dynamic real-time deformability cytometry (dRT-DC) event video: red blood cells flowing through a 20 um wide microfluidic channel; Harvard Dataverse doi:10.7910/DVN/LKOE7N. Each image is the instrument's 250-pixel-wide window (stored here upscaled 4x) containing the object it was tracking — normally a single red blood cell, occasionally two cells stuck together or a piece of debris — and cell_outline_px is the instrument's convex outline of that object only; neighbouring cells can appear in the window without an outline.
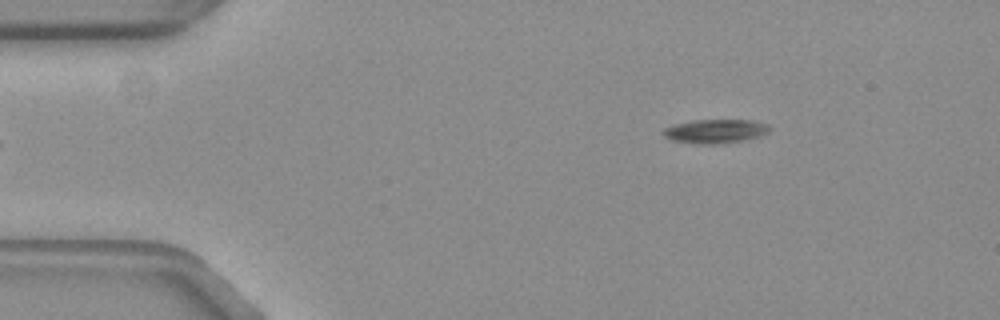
{"species": "common noctule bat (a hibernating species)", "species_latin": "Nyctalus noctula", "temperature_condition": "warm", "stored_images_in_passage": 48, "camera_frame_rate_fps": 3000, "um_per_image_px": 0.085, "animal": {"sex": "female", "body_mass_g": 19.3, "forearm_length_mm": 54.1}, "frame": {"image": 1, "passage_image": 1, "time_ms": 0.0, "image_size_px": [1000, 320], "cell_outline_px": [[768, 132], [756, 136], [740, 140], [708, 144], [704, 144], [672, 140], [664, 136], [660, 132], [664, 128], [672, 124], [692, 120], [752, 120], [768, 124]], "centroid_in_image_um": [60.7, 11.12], "position_along_channel_um": 24.3, "area_um2": 14.45}}
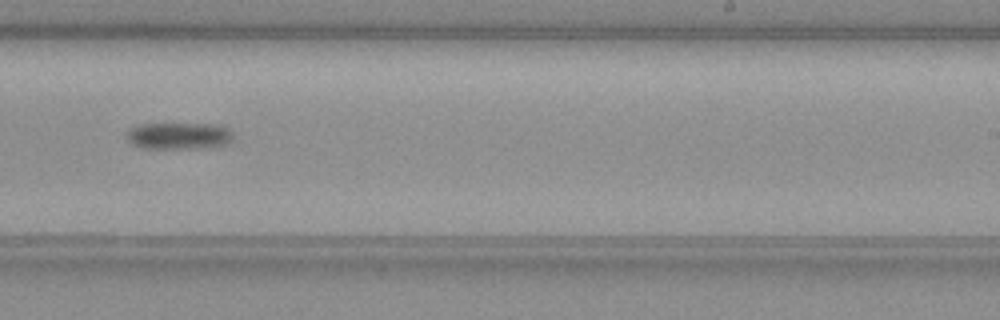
{"frame": {"image": 2, "passage_image": 27, "time_ms": 8.667, "image_size_px": [1000, 320], "cell_outline_px": [[232, 140], [228, 144], [200, 148], [140, 148], [132, 144], [128, 140], [128, 132], [132, 128], [140, 124], [220, 124], [232, 128]], "centroid_in_image_um": [15.28, 11.54], "position_along_channel_um": 273.7, "area_um2": 16.7}}
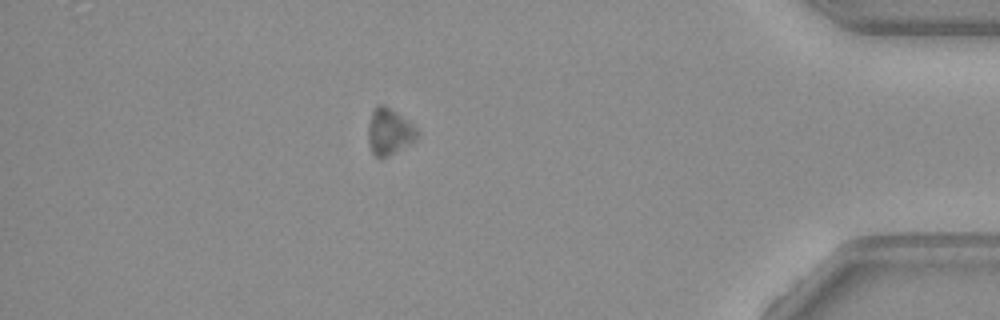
{"frame": {"image": 3, "passage_image": 41, "time_ms": 13.333, "image_size_px": [1000, 320], "cell_outline_px": [[416, 140], [388, 156], [380, 160], [372, 152], [368, 140], [368, 124], [372, 112], [376, 104], [384, 104], [396, 112], [412, 124], [416, 128]], "centroid_in_image_um": [33.05, 11.19], "position_along_channel_um": 402.2, "area_um2": 13.12}, "authors_computed_cell_mechanics": {"area_um2": 15.6349, "velocity_mm_per_s": 3.7196, "shape_relaxation_time_tau1_ms": 2.1551, "shape_relaxation_time_tau2_ms": null, "deformation_change_tau1": 0.1572, "deformation_change_tau2": null}}